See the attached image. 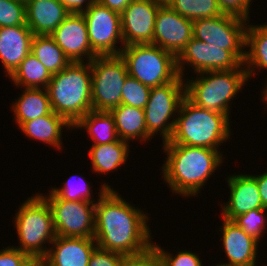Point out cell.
<instances>
[{"label":"cell","instance_id":"obj_18","mask_svg":"<svg viewBox=\"0 0 267 266\" xmlns=\"http://www.w3.org/2000/svg\"><path fill=\"white\" fill-rule=\"evenodd\" d=\"M219 232L221 233L222 249L226 262L217 263L223 266H253L256 265L258 256V248L260 243L253 237L246 234L234 222L221 219Z\"/></svg>","mask_w":267,"mask_h":266},{"label":"cell","instance_id":"obj_40","mask_svg":"<svg viewBox=\"0 0 267 266\" xmlns=\"http://www.w3.org/2000/svg\"><path fill=\"white\" fill-rule=\"evenodd\" d=\"M96 0H60V3L69 13H82L87 10Z\"/></svg>","mask_w":267,"mask_h":266},{"label":"cell","instance_id":"obj_22","mask_svg":"<svg viewBox=\"0 0 267 266\" xmlns=\"http://www.w3.org/2000/svg\"><path fill=\"white\" fill-rule=\"evenodd\" d=\"M18 129L29 139L39 141L44 145L47 144L58 151H62V148H64L62 132L74 131L73 126L54 111L48 115L23 122Z\"/></svg>","mask_w":267,"mask_h":266},{"label":"cell","instance_id":"obj_41","mask_svg":"<svg viewBox=\"0 0 267 266\" xmlns=\"http://www.w3.org/2000/svg\"><path fill=\"white\" fill-rule=\"evenodd\" d=\"M266 172L264 171L259 172L261 174H254L253 176L256 179V183L259 188V193H260V198L263 204V208L267 210V169H265Z\"/></svg>","mask_w":267,"mask_h":266},{"label":"cell","instance_id":"obj_11","mask_svg":"<svg viewBox=\"0 0 267 266\" xmlns=\"http://www.w3.org/2000/svg\"><path fill=\"white\" fill-rule=\"evenodd\" d=\"M50 206L57 236L94 238L96 202L70 201L41 195Z\"/></svg>","mask_w":267,"mask_h":266},{"label":"cell","instance_id":"obj_25","mask_svg":"<svg viewBox=\"0 0 267 266\" xmlns=\"http://www.w3.org/2000/svg\"><path fill=\"white\" fill-rule=\"evenodd\" d=\"M20 96L11 104L14 122L19 127L23 122L53 112L46 88H19ZM24 89V90H23Z\"/></svg>","mask_w":267,"mask_h":266},{"label":"cell","instance_id":"obj_27","mask_svg":"<svg viewBox=\"0 0 267 266\" xmlns=\"http://www.w3.org/2000/svg\"><path fill=\"white\" fill-rule=\"evenodd\" d=\"M76 129L85 130L93 141L92 145L107 144L118 139L114 117L107 111H89L74 126Z\"/></svg>","mask_w":267,"mask_h":266},{"label":"cell","instance_id":"obj_26","mask_svg":"<svg viewBox=\"0 0 267 266\" xmlns=\"http://www.w3.org/2000/svg\"><path fill=\"white\" fill-rule=\"evenodd\" d=\"M249 23L250 21L246 28V50L243 64L250 81L252 76L258 75V72L267 71V22L258 25Z\"/></svg>","mask_w":267,"mask_h":266},{"label":"cell","instance_id":"obj_42","mask_svg":"<svg viewBox=\"0 0 267 266\" xmlns=\"http://www.w3.org/2000/svg\"><path fill=\"white\" fill-rule=\"evenodd\" d=\"M107 8L121 14L132 0H96Z\"/></svg>","mask_w":267,"mask_h":266},{"label":"cell","instance_id":"obj_46","mask_svg":"<svg viewBox=\"0 0 267 266\" xmlns=\"http://www.w3.org/2000/svg\"><path fill=\"white\" fill-rule=\"evenodd\" d=\"M211 266H213V265H211ZM215 266H223V265H220V264H217V263H216Z\"/></svg>","mask_w":267,"mask_h":266},{"label":"cell","instance_id":"obj_37","mask_svg":"<svg viewBox=\"0 0 267 266\" xmlns=\"http://www.w3.org/2000/svg\"><path fill=\"white\" fill-rule=\"evenodd\" d=\"M218 4L225 14L234 15L245 20H250V9L252 0H217Z\"/></svg>","mask_w":267,"mask_h":266},{"label":"cell","instance_id":"obj_19","mask_svg":"<svg viewBox=\"0 0 267 266\" xmlns=\"http://www.w3.org/2000/svg\"><path fill=\"white\" fill-rule=\"evenodd\" d=\"M46 256L44 266H88L90 257L98 247L94 238L57 236Z\"/></svg>","mask_w":267,"mask_h":266},{"label":"cell","instance_id":"obj_14","mask_svg":"<svg viewBox=\"0 0 267 266\" xmlns=\"http://www.w3.org/2000/svg\"><path fill=\"white\" fill-rule=\"evenodd\" d=\"M163 0H132L121 13L124 46L153 42L156 14Z\"/></svg>","mask_w":267,"mask_h":266},{"label":"cell","instance_id":"obj_13","mask_svg":"<svg viewBox=\"0 0 267 266\" xmlns=\"http://www.w3.org/2000/svg\"><path fill=\"white\" fill-rule=\"evenodd\" d=\"M242 63L229 51L192 37L177 57L178 74L184 78L187 71L194 74L206 71L237 69Z\"/></svg>","mask_w":267,"mask_h":266},{"label":"cell","instance_id":"obj_43","mask_svg":"<svg viewBox=\"0 0 267 266\" xmlns=\"http://www.w3.org/2000/svg\"><path fill=\"white\" fill-rule=\"evenodd\" d=\"M265 80H267V78ZM264 85V88L262 89V91H260L262 93V96L260 97L262 98L261 101L265 104V107H267V81Z\"/></svg>","mask_w":267,"mask_h":266},{"label":"cell","instance_id":"obj_9","mask_svg":"<svg viewBox=\"0 0 267 266\" xmlns=\"http://www.w3.org/2000/svg\"><path fill=\"white\" fill-rule=\"evenodd\" d=\"M92 110L110 112L121 104L122 88L128 76L120 55L97 56L90 61Z\"/></svg>","mask_w":267,"mask_h":266},{"label":"cell","instance_id":"obj_17","mask_svg":"<svg viewBox=\"0 0 267 266\" xmlns=\"http://www.w3.org/2000/svg\"><path fill=\"white\" fill-rule=\"evenodd\" d=\"M229 175V176H228ZM225 177L229 189L226 202L221 201V218L232 221L235 217L253 209L263 208L259 188L252 174H228Z\"/></svg>","mask_w":267,"mask_h":266},{"label":"cell","instance_id":"obj_36","mask_svg":"<svg viewBox=\"0 0 267 266\" xmlns=\"http://www.w3.org/2000/svg\"><path fill=\"white\" fill-rule=\"evenodd\" d=\"M35 263L29 255L11 245L0 250V266H33Z\"/></svg>","mask_w":267,"mask_h":266},{"label":"cell","instance_id":"obj_21","mask_svg":"<svg viewBox=\"0 0 267 266\" xmlns=\"http://www.w3.org/2000/svg\"><path fill=\"white\" fill-rule=\"evenodd\" d=\"M69 14L60 0H26V25L34 35H51Z\"/></svg>","mask_w":267,"mask_h":266},{"label":"cell","instance_id":"obj_45","mask_svg":"<svg viewBox=\"0 0 267 266\" xmlns=\"http://www.w3.org/2000/svg\"><path fill=\"white\" fill-rule=\"evenodd\" d=\"M262 264H263V266H264L266 263H262ZM253 266H262V265H258V264H256V265H253ZM265 266H267V264H266Z\"/></svg>","mask_w":267,"mask_h":266},{"label":"cell","instance_id":"obj_6","mask_svg":"<svg viewBox=\"0 0 267 266\" xmlns=\"http://www.w3.org/2000/svg\"><path fill=\"white\" fill-rule=\"evenodd\" d=\"M18 207L13 225L19 243L13 247L29 255L35 262H40L56 237L50 206L35 192Z\"/></svg>","mask_w":267,"mask_h":266},{"label":"cell","instance_id":"obj_34","mask_svg":"<svg viewBox=\"0 0 267 266\" xmlns=\"http://www.w3.org/2000/svg\"><path fill=\"white\" fill-rule=\"evenodd\" d=\"M153 248L158 253L163 266H203L199 254L192 252V250L179 249L178 251L175 250V254L172 251H165L163 246H159L155 242H153Z\"/></svg>","mask_w":267,"mask_h":266},{"label":"cell","instance_id":"obj_28","mask_svg":"<svg viewBox=\"0 0 267 266\" xmlns=\"http://www.w3.org/2000/svg\"><path fill=\"white\" fill-rule=\"evenodd\" d=\"M52 75L31 52L8 77L16 88H46Z\"/></svg>","mask_w":267,"mask_h":266},{"label":"cell","instance_id":"obj_38","mask_svg":"<svg viewBox=\"0 0 267 266\" xmlns=\"http://www.w3.org/2000/svg\"><path fill=\"white\" fill-rule=\"evenodd\" d=\"M125 256L96 248L92 253L88 266H123Z\"/></svg>","mask_w":267,"mask_h":266},{"label":"cell","instance_id":"obj_33","mask_svg":"<svg viewBox=\"0 0 267 266\" xmlns=\"http://www.w3.org/2000/svg\"><path fill=\"white\" fill-rule=\"evenodd\" d=\"M151 87L128 75L122 88L121 104L144 109Z\"/></svg>","mask_w":267,"mask_h":266},{"label":"cell","instance_id":"obj_39","mask_svg":"<svg viewBox=\"0 0 267 266\" xmlns=\"http://www.w3.org/2000/svg\"><path fill=\"white\" fill-rule=\"evenodd\" d=\"M123 266H163V264L158 253L152 247L144 254L125 257Z\"/></svg>","mask_w":267,"mask_h":266},{"label":"cell","instance_id":"obj_15","mask_svg":"<svg viewBox=\"0 0 267 266\" xmlns=\"http://www.w3.org/2000/svg\"><path fill=\"white\" fill-rule=\"evenodd\" d=\"M192 37L193 21L181 16L164 2L156 14L152 44L177 58Z\"/></svg>","mask_w":267,"mask_h":266},{"label":"cell","instance_id":"obj_12","mask_svg":"<svg viewBox=\"0 0 267 266\" xmlns=\"http://www.w3.org/2000/svg\"><path fill=\"white\" fill-rule=\"evenodd\" d=\"M82 15L92 50L98 56L120 55L124 47L121 14L95 1Z\"/></svg>","mask_w":267,"mask_h":266},{"label":"cell","instance_id":"obj_32","mask_svg":"<svg viewBox=\"0 0 267 266\" xmlns=\"http://www.w3.org/2000/svg\"><path fill=\"white\" fill-rule=\"evenodd\" d=\"M232 222L261 243L267 231V210L264 208L253 209L235 217Z\"/></svg>","mask_w":267,"mask_h":266},{"label":"cell","instance_id":"obj_16","mask_svg":"<svg viewBox=\"0 0 267 266\" xmlns=\"http://www.w3.org/2000/svg\"><path fill=\"white\" fill-rule=\"evenodd\" d=\"M50 36L72 63L90 62L98 56L89 43L82 13H70Z\"/></svg>","mask_w":267,"mask_h":266},{"label":"cell","instance_id":"obj_2","mask_svg":"<svg viewBox=\"0 0 267 266\" xmlns=\"http://www.w3.org/2000/svg\"><path fill=\"white\" fill-rule=\"evenodd\" d=\"M161 144L166 157L160 175L172 195L185 199L198 197L210 177L225 164V154L219 150L174 143Z\"/></svg>","mask_w":267,"mask_h":266},{"label":"cell","instance_id":"obj_3","mask_svg":"<svg viewBox=\"0 0 267 266\" xmlns=\"http://www.w3.org/2000/svg\"><path fill=\"white\" fill-rule=\"evenodd\" d=\"M231 119L219 112L196 106L183 99L172 137L164 143L210 148L221 151V145L230 142Z\"/></svg>","mask_w":267,"mask_h":266},{"label":"cell","instance_id":"obj_29","mask_svg":"<svg viewBox=\"0 0 267 266\" xmlns=\"http://www.w3.org/2000/svg\"><path fill=\"white\" fill-rule=\"evenodd\" d=\"M75 176V177H74ZM81 182V183H80ZM110 183L104 182L99 188L98 197L93 198L94 192L91 190V185L86 181V177H82L79 174H72L63 182L62 187H51L48 189L49 192L40 193V195H57L60 199L70 200V201H88V202H97L99 198L107 191V190H114V188L109 185Z\"/></svg>","mask_w":267,"mask_h":266},{"label":"cell","instance_id":"obj_35","mask_svg":"<svg viewBox=\"0 0 267 266\" xmlns=\"http://www.w3.org/2000/svg\"><path fill=\"white\" fill-rule=\"evenodd\" d=\"M26 25V2L0 0V27Z\"/></svg>","mask_w":267,"mask_h":266},{"label":"cell","instance_id":"obj_31","mask_svg":"<svg viewBox=\"0 0 267 266\" xmlns=\"http://www.w3.org/2000/svg\"><path fill=\"white\" fill-rule=\"evenodd\" d=\"M165 3L181 16L192 21L224 14L217 0H165Z\"/></svg>","mask_w":267,"mask_h":266},{"label":"cell","instance_id":"obj_5","mask_svg":"<svg viewBox=\"0 0 267 266\" xmlns=\"http://www.w3.org/2000/svg\"><path fill=\"white\" fill-rule=\"evenodd\" d=\"M184 77L185 97L198 107L231 115V105L237 94L249 81L248 73L241 64L237 69L206 71Z\"/></svg>","mask_w":267,"mask_h":266},{"label":"cell","instance_id":"obj_10","mask_svg":"<svg viewBox=\"0 0 267 266\" xmlns=\"http://www.w3.org/2000/svg\"><path fill=\"white\" fill-rule=\"evenodd\" d=\"M248 22L243 18L225 13L218 17L196 19L193 21V37L229 50L243 64Z\"/></svg>","mask_w":267,"mask_h":266},{"label":"cell","instance_id":"obj_44","mask_svg":"<svg viewBox=\"0 0 267 266\" xmlns=\"http://www.w3.org/2000/svg\"><path fill=\"white\" fill-rule=\"evenodd\" d=\"M33 266H44L41 262H36Z\"/></svg>","mask_w":267,"mask_h":266},{"label":"cell","instance_id":"obj_20","mask_svg":"<svg viewBox=\"0 0 267 266\" xmlns=\"http://www.w3.org/2000/svg\"><path fill=\"white\" fill-rule=\"evenodd\" d=\"M34 34L27 25L0 27V61L9 77L31 52Z\"/></svg>","mask_w":267,"mask_h":266},{"label":"cell","instance_id":"obj_1","mask_svg":"<svg viewBox=\"0 0 267 266\" xmlns=\"http://www.w3.org/2000/svg\"><path fill=\"white\" fill-rule=\"evenodd\" d=\"M131 203L116 188L107 190L96 202L94 239L98 248L131 257L153 247L151 213Z\"/></svg>","mask_w":267,"mask_h":266},{"label":"cell","instance_id":"obj_30","mask_svg":"<svg viewBox=\"0 0 267 266\" xmlns=\"http://www.w3.org/2000/svg\"><path fill=\"white\" fill-rule=\"evenodd\" d=\"M31 53L51 75L58 73L71 63L50 35H34Z\"/></svg>","mask_w":267,"mask_h":266},{"label":"cell","instance_id":"obj_24","mask_svg":"<svg viewBox=\"0 0 267 266\" xmlns=\"http://www.w3.org/2000/svg\"><path fill=\"white\" fill-rule=\"evenodd\" d=\"M130 147L129 142L119 138L111 143L91 145L88 147L89 156H87L91 160V170L99 175L114 173L127 162L130 157Z\"/></svg>","mask_w":267,"mask_h":266},{"label":"cell","instance_id":"obj_23","mask_svg":"<svg viewBox=\"0 0 267 266\" xmlns=\"http://www.w3.org/2000/svg\"><path fill=\"white\" fill-rule=\"evenodd\" d=\"M110 113L114 117L117 136L120 140L129 143L136 140L144 144L153 139L147 132L144 109L120 104Z\"/></svg>","mask_w":267,"mask_h":266},{"label":"cell","instance_id":"obj_7","mask_svg":"<svg viewBox=\"0 0 267 266\" xmlns=\"http://www.w3.org/2000/svg\"><path fill=\"white\" fill-rule=\"evenodd\" d=\"M120 56L126 63L128 75L149 87L173 82L179 76L177 58L157 45H126Z\"/></svg>","mask_w":267,"mask_h":266},{"label":"cell","instance_id":"obj_8","mask_svg":"<svg viewBox=\"0 0 267 266\" xmlns=\"http://www.w3.org/2000/svg\"><path fill=\"white\" fill-rule=\"evenodd\" d=\"M184 98L185 83L180 75L173 82L151 87L144 111L147 132L153 139L157 134L162 143L171 139Z\"/></svg>","mask_w":267,"mask_h":266},{"label":"cell","instance_id":"obj_4","mask_svg":"<svg viewBox=\"0 0 267 266\" xmlns=\"http://www.w3.org/2000/svg\"><path fill=\"white\" fill-rule=\"evenodd\" d=\"M52 110L74 126L92 110L90 62H71L46 87Z\"/></svg>","mask_w":267,"mask_h":266}]
</instances>
